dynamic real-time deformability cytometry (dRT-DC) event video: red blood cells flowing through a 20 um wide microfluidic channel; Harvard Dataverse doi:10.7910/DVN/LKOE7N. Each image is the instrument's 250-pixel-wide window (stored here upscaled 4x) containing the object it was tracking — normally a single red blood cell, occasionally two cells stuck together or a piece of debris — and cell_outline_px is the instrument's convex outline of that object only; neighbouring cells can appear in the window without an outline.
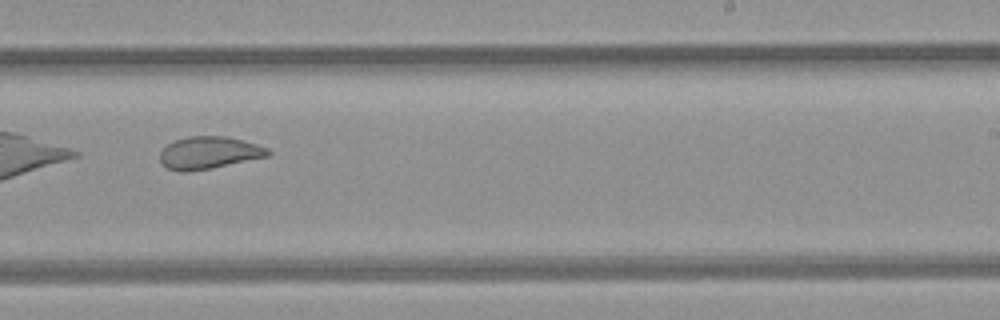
{"species": "common noctule bat (a hibernating species)", "species_latin": "Nyctalus noctula", "temperature_condition": "room temperature", "stored_images_in_passage": 33, "camera_frame_rate_fps": 3000, "um_per_image_px": 0.085, "animal": {"sex": "female", "body_mass_g": 21.9}, "frame": {"image": 1, "passage_image": 19, "time_ms": 6.0, "image_size_px": [1000, 320], "cell_outline_px": [[272, 152], [268, 156], [212, 168], [188, 172], [180, 172], [168, 168], [160, 160], [160, 152], [168, 144], [176, 140], [188, 136], [224, 136], [244, 140], [268, 148]], "centroid_in_image_um": [17.77, 12.98], "position_along_channel_um": 271.2, "area_um2": 20.29}, "authors_computed_cell_mechanics": {"area_um2": 21.5016, "velocity_mm_per_s": 4.2381, "shape_relaxation_time_tau1_ms": null, "shape_relaxation_time_tau2_ms": 1.7788, "deformation_change_tau1": null, "deformation_change_tau2": 0.0901}}